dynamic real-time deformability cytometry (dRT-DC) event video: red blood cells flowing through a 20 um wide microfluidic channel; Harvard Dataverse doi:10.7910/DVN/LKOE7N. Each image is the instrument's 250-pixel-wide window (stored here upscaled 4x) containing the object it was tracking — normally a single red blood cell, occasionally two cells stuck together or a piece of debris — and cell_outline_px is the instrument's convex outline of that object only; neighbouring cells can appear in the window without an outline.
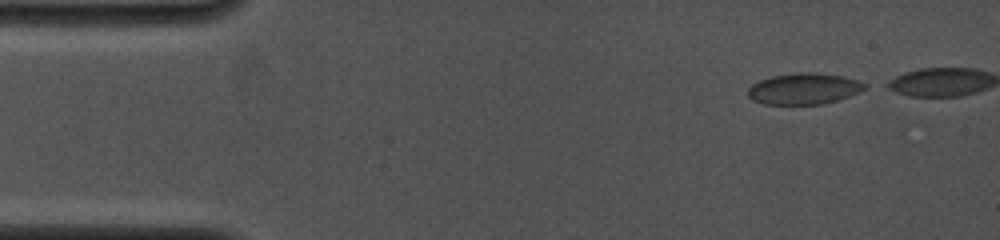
{"species": "common noctule bat (a hibernating species)", "species_latin": "Nyctalus noctula", "temperature_condition": "cold", "stored_images_in_passage": 7, "camera_frame_rate_fps": 4000, "um_per_image_px": 0.085, "animal": {"sex": "female", "body_mass_g": 19.0, "forearm_length_mm": 53.3}, "frame": {"image": 1, "passage_image": 1, "time_ms": 0.0, "image_size_px": [1000, 240], "cell_outline_px": [[868, 88], [860, 92], [836, 100], [820, 104], [764, 104], [752, 100], [748, 96], [748, 88], [752, 84], [760, 80], [772, 76], [800, 72], [812, 72], [844, 76], [868, 84]], "centroid_in_image_um": [68.34, 7.54], "position_along_channel_um": 16.7, "area_um2": 21.21}}